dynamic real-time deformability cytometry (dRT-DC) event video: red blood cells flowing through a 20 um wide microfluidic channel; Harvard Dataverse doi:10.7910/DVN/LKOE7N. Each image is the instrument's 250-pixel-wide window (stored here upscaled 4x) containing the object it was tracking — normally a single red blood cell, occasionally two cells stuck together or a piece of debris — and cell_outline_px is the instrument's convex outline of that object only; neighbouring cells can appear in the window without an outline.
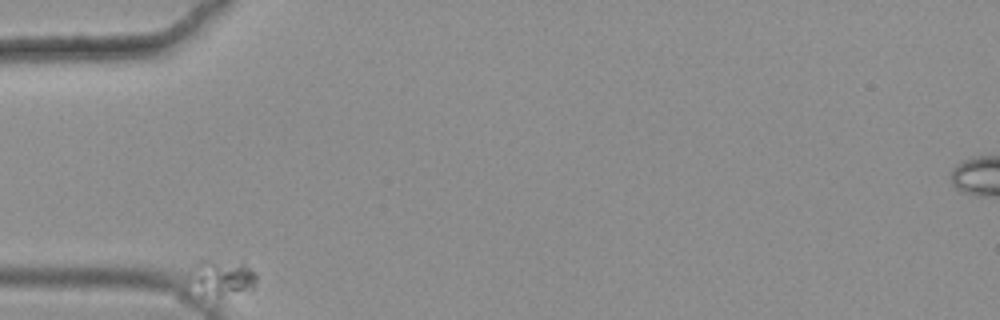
{"species": "common noctule bat (a hibernating species)", "species_latin": "Nyctalus noctula", "temperature_condition": "warm", "stored_images_in_passage": 40, "camera_frame_rate_fps": 3000, "um_per_image_px": 0.085, "animal": {"sex": "female", "body_mass_g": 25.1}, "frame": {"image": 1, "passage_image": 1, "time_ms": 0.0, "image_size_px": [1000, 320], "cell_outline_px": [[256, 284], [252, 288], [220, 296], [216, 296], [188, 280], [188, 272], [200, 260], [244, 260], [256, 272]], "centroid_in_image_um": [18.95, 23.48], "position_along_channel_um": 66.1, "area_um2": 13.81}}
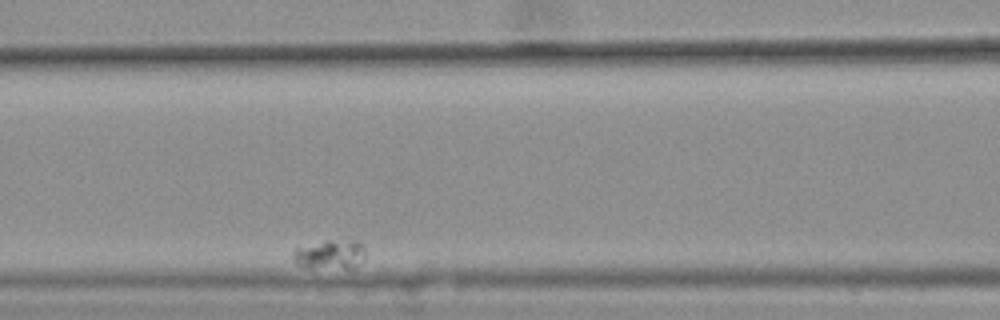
{"frame": {"image": 2, "passage_image": 12, "time_ms": 3.667, "image_size_px": [1000, 320], "cell_outline_px": [[364, 260], [356, 268], [308, 268], [296, 264], [292, 256], [292, 252], [296, 248], [328, 240], [360, 240], [364, 244]], "centroid_in_image_um": [28.1, 21.64], "position_along_channel_um": 138.5, "area_um2": 12.66}}
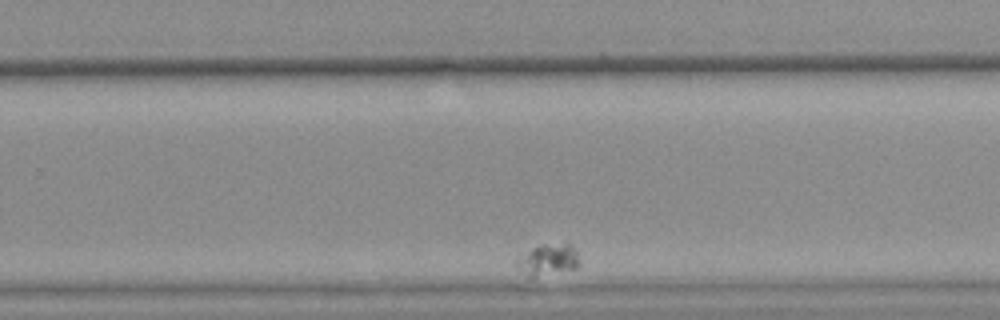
{"frame": {"image": 3, "passage_image": 31, "time_ms": 10.0, "image_size_px": [1000, 320], "cell_outline_px": [[580, 264], [576, 268], [532, 276], [528, 276], [516, 264], [532, 248], [544, 244], [568, 240], [572, 244], [580, 260]], "centroid_in_image_um": [46.72, 22.0], "position_along_channel_um": 283.1, "area_um2": 11.1}}